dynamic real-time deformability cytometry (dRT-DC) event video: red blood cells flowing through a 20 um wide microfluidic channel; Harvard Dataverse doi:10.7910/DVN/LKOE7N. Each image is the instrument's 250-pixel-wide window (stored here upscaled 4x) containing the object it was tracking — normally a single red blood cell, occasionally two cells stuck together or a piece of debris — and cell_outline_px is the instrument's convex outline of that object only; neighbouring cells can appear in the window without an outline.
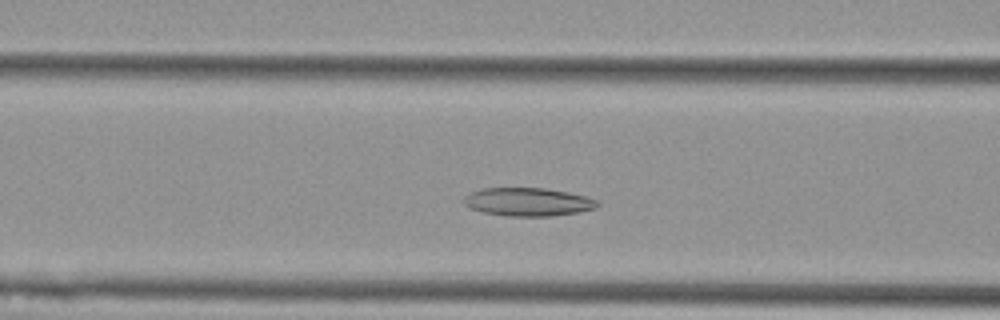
{"species": "Egyptian fruit bat (a non-hibernating species)", "species_latin": "Rousettus aegyptiacus", "temperature_condition": "cold", "stored_images_in_passage": 47, "camera_frame_rate_fps": 3000, "um_per_image_px": 0.085, "animal": {"sex": "female"}, "frame": {"image": 1, "passage_image": 14, "time_ms": 4.333, "image_size_px": [1000, 320], "cell_outline_px": [[600, 204], [596, 208], [580, 212], [552, 216], [508, 216], [484, 212], [472, 208], [464, 204], [464, 196], [472, 192], [484, 188], [544, 188], [568, 192], [600, 200]], "centroid_in_image_um": [44.94, 17.16], "position_along_channel_um": 121.7, "area_um2": 21.96}}
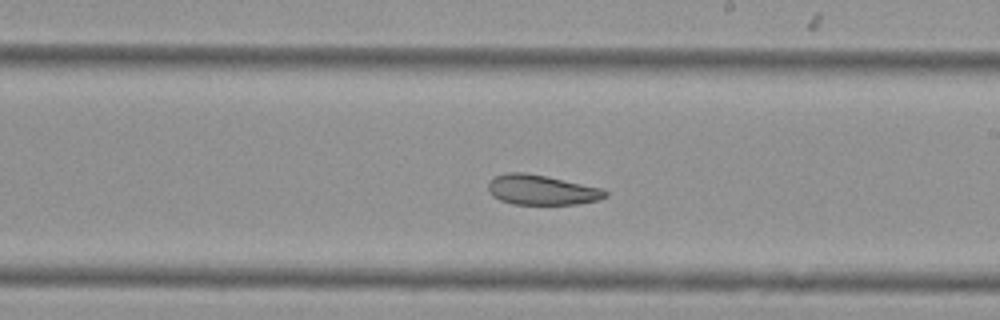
{"frame": {"image": 2, "passage_image": 24, "time_ms": 7.667, "image_size_px": [1000, 320], "cell_outline_px": [[608, 196], [600, 200], [576, 204], [512, 204], [500, 200], [492, 196], [488, 192], [488, 184], [496, 176], [504, 172], [524, 172], [544, 176], [600, 188], [608, 192]], "centroid_in_image_um": [46.01, 16.15], "position_along_channel_um": 243.0, "area_um2": 20.29}}
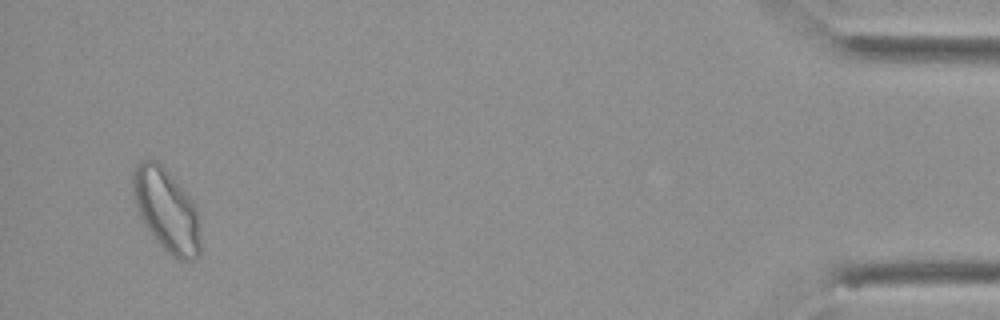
{"frame": {"image": 3, "passage_image": 45, "time_ms": 14.667, "image_size_px": [1000, 320], "cell_outline_px": [[200, 256], [196, 260], [176, 260], [152, 236], [144, 224], [140, 216], [132, 192], [132, 176], [136, 164], [140, 160], [156, 160], [184, 188], [192, 200], [200, 216]], "centroid_in_image_um": [14.18, 17.88], "position_along_channel_um": 421.0, "area_um2": 32.95}, "authors_computed_cell_mechanics": {"area_um2": 25.0852, "velocity_mm_per_s": 3.6527, "shape_relaxation_time_tau1_ms": null, "shape_relaxation_time_tau2_ms": 6.269, "deformation_change_tau1": null, "deformation_change_tau2": 0.1329}}